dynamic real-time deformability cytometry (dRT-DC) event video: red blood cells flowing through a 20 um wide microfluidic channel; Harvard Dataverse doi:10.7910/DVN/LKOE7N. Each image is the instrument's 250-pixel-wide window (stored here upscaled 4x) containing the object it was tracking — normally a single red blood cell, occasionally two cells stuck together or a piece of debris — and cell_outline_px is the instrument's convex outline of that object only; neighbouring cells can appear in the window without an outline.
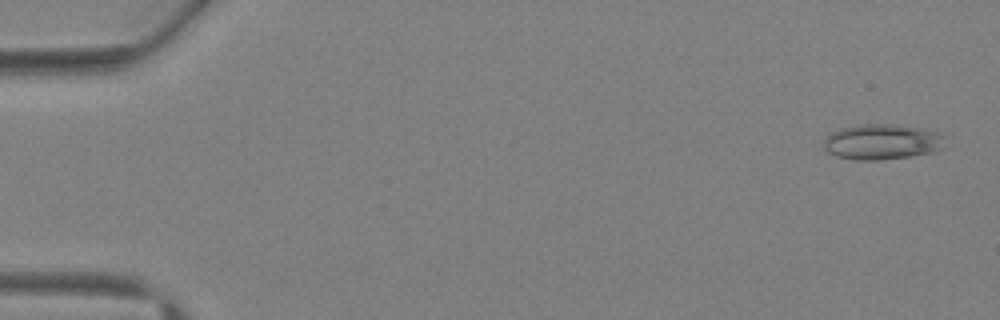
{"species": "Egyptian fruit bat (a non-hibernating species)", "species_latin": "Rousettus aegyptiacus", "temperature_condition": "warm", "stored_images_in_passage": 5, "camera_frame_rate_fps": 3000, "um_per_image_px": 0.085, "animal": {"sex": "female"}, "frame": {"image": 1, "passage_image": 1, "time_ms": 0.0, "image_size_px": [1000, 320], "cell_outline_px": [[944, 148], [936, 152], [912, 156], [880, 160], [856, 160], [836, 156], [828, 152], [824, 148], [824, 140], [832, 132], [840, 128], [860, 124], [896, 124], [920, 128], [936, 132], [944, 136]], "centroid_in_image_um": [74.99, 12.06], "position_along_channel_um": 10.0, "area_um2": 25.26}}